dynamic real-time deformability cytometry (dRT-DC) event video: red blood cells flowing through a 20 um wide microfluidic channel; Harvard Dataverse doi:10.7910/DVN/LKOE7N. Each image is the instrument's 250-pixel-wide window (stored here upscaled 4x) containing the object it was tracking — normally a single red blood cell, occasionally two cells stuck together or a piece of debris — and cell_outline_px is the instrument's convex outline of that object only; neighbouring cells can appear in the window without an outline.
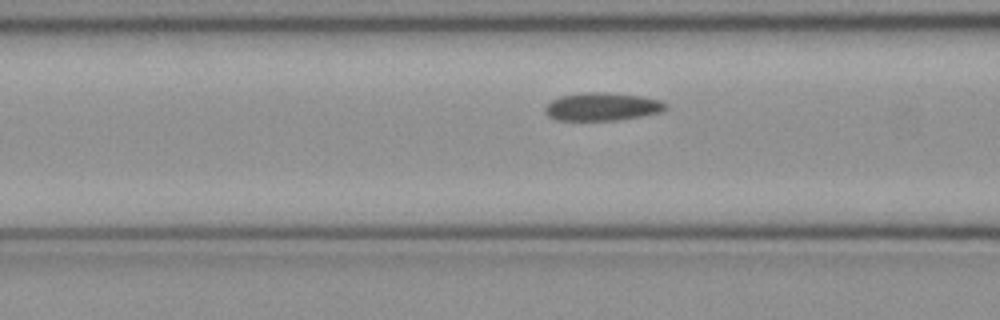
{"species": "common noctule bat (a hibernating species)", "species_latin": "Nyctalus noctula", "temperature_condition": "cold", "stored_images_in_passage": 43, "camera_frame_rate_fps": 3000, "um_per_image_px": 0.085, "animal": {"sex": "female", "body_mass_g": 21.9}, "frame": {"image": 1, "passage_image": 11, "time_ms": 3.333, "image_size_px": [1000, 320], "cell_outline_px": [[668, 108], [664, 112], [644, 116], [616, 120], [556, 120], [548, 116], [544, 112], [544, 104], [560, 96], [580, 92], [604, 92], [644, 96], [660, 100], [668, 104]], "centroid_in_image_um": [51.2, 9.06], "position_along_channel_um": 115.4, "area_um2": 20.17}}
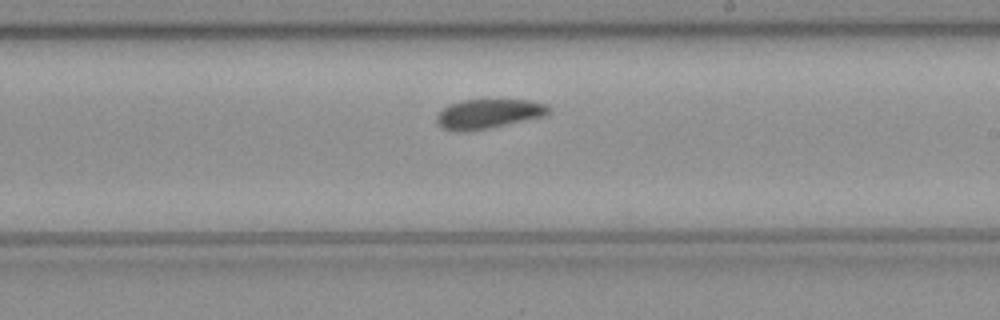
{"frame": {"image": 2, "passage_image": 21, "time_ms": 6.667, "image_size_px": [1000, 320], "cell_outline_px": [[552, 112], [544, 116], [488, 128], [468, 132], [460, 132], [444, 128], [436, 124], [436, 116], [448, 104], [460, 100], [528, 100], [548, 104], [552, 108]], "centroid_in_image_um": [41.53, 9.67], "position_along_channel_um": 247.5, "area_um2": 19.36}}
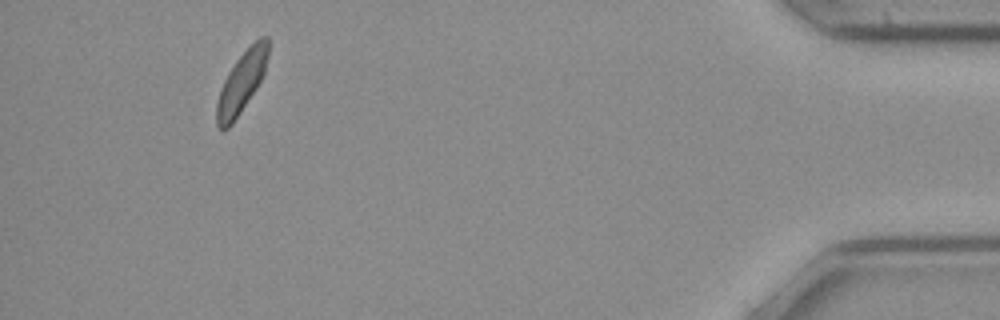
{"frame": {"image": 3, "passage_image": 39, "time_ms": 12.667, "image_size_px": [1000, 320], "cell_outline_px": [[268, 56], [264, 72], [256, 88], [232, 124], [228, 128], [220, 128], [216, 124], [216, 104], [220, 88], [228, 72], [236, 60], [260, 36], [268, 36]], "centroid_in_image_um": [20.52, 6.99], "position_along_channel_um": 414.7, "area_um2": 17.92}, "authors_computed_cell_mechanics": {"area_um2": 19.5942, "velocity_mm_per_s": 3.9568, "shape_relaxation_time_tau1_ms": 6.4702, "shape_relaxation_time_tau2_ms": null, "deformation_change_tau1": 0.0845, "deformation_change_tau2": null}}